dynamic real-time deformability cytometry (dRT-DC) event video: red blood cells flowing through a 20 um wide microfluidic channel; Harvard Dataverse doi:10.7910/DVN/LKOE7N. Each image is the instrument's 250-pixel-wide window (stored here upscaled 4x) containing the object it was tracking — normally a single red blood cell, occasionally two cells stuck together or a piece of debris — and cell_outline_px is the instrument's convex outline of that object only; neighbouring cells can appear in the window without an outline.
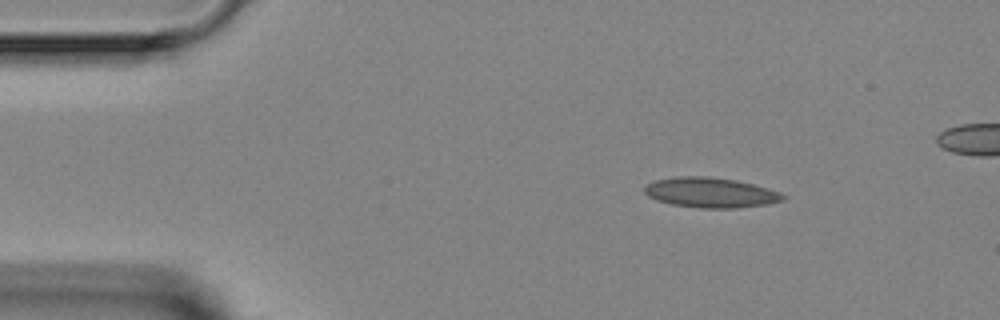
{"species": "Egyptian fruit bat (a non-hibernating species)", "species_latin": "Rousettus aegyptiacus", "temperature_condition": "room temperature", "stored_images_in_passage": 5, "camera_frame_rate_fps": 3000, "um_per_image_px": 0.085, "animal": {"sex": "female"}, "frame": {"image": 1, "passage_image": 1, "time_ms": 0.0, "image_size_px": [1000, 320], "cell_outline_px": [[788, 196], [784, 200], [764, 204], [736, 208], [700, 208], [672, 204], [656, 200], [648, 196], [644, 192], [644, 188], [648, 184], [656, 180], [676, 176], [708, 176], [736, 180], [752, 184], [780, 192]], "centroid_in_image_um": [60.39, 16.36], "position_along_channel_um": 24.6, "area_um2": 24.16}}
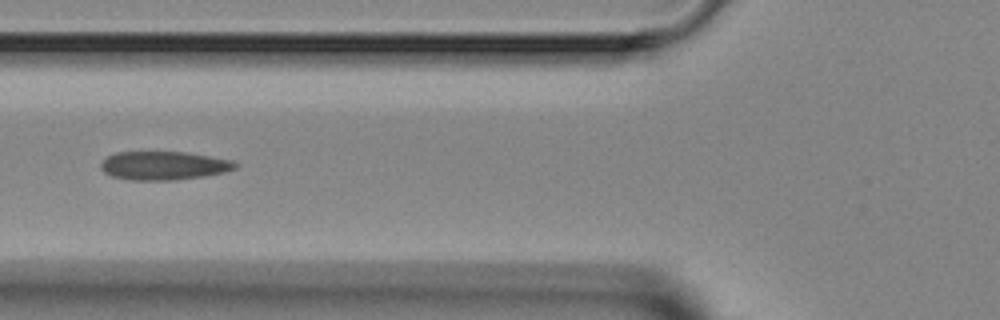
{"frame": {"image": 2, "passage_image": 4, "time_ms": 3.667, "image_size_px": [1000, 320], "cell_outline_px": [[240, 164], [236, 168], [224, 172], [204, 176], [172, 180], [132, 180], [112, 176], [104, 172], [100, 168], [100, 164], [108, 156], [116, 152], [188, 152], [232, 160]], "centroid_in_image_um": [13.94, 14.07], "position_along_channel_um": 111.9, "area_um2": 22.37}}
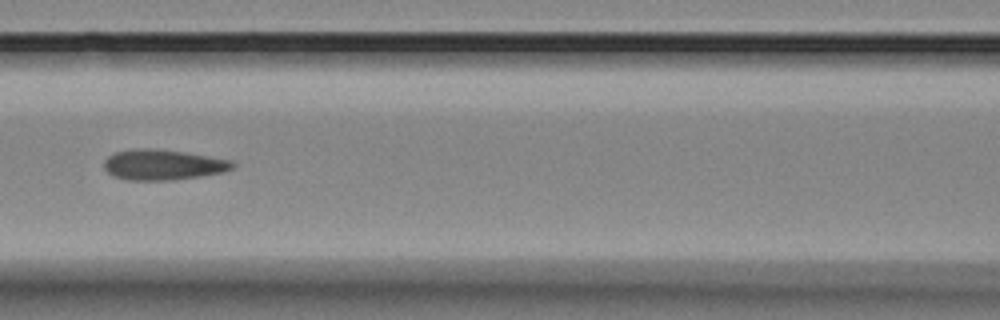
{"frame": {"image": 3, "passage_image": 5, "time_ms": 4.667, "image_size_px": [1000, 320], "cell_outline_px": [[236, 164], [232, 168], [224, 172], [200, 176], [172, 180], [128, 180], [112, 176], [104, 168], [104, 160], [108, 156], [116, 152], [132, 148], [152, 148], [184, 152], [232, 160]], "centroid_in_image_um": [13.83, 14.0], "position_along_channel_um": 152.8, "area_um2": 22.89}}